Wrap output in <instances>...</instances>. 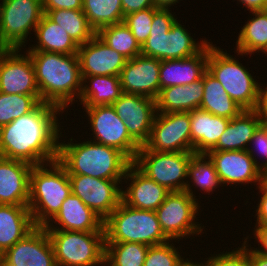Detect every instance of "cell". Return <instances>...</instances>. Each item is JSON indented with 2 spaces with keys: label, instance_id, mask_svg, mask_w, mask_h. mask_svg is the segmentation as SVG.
Returning <instances> with one entry per match:
<instances>
[{
  "label": "cell",
  "instance_id": "14",
  "mask_svg": "<svg viewBox=\"0 0 267 266\" xmlns=\"http://www.w3.org/2000/svg\"><path fill=\"white\" fill-rule=\"evenodd\" d=\"M112 106L119 118L124 121L130 136L143 146L149 139L157 113L155 99L139 94L123 93Z\"/></svg>",
  "mask_w": 267,
  "mask_h": 266
},
{
  "label": "cell",
  "instance_id": "50",
  "mask_svg": "<svg viewBox=\"0 0 267 266\" xmlns=\"http://www.w3.org/2000/svg\"><path fill=\"white\" fill-rule=\"evenodd\" d=\"M242 3L248 11L267 10V0H237Z\"/></svg>",
  "mask_w": 267,
  "mask_h": 266
},
{
  "label": "cell",
  "instance_id": "13",
  "mask_svg": "<svg viewBox=\"0 0 267 266\" xmlns=\"http://www.w3.org/2000/svg\"><path fill=\"white\" fill-rule=\"evenodd\" d=\"M71 191L103 221L122 201L123 180H107L88 175H69Z\"/></svg>",
  "mask_w": 267,
  "mask_h": 266
},
{
  "label": "cell",
  "instance_id": "28",
  "mask_svg": "<svg viewBox=\"0 0 267 266\" xmlns=\"http://www.w3.org/2000/svg\"><path fill=\"white\" fill-rule=\"evenodd\" d=\"M38 40L37 44L28 47L26 51H42L63 53L67 55L77 54L79 45L57 23L51 21L45 14L34 31Z\"/></svg>",
  "mask_w": 267,
  "mask_h": 266
},
{
  "label": "cell",
  "instance_id": "44",
  "mask_svg": "<svg viewBox=\"0 0 267 266\" xmlns=\"http://www.w3.org/2000/svg\"><path fill=\"white\" fill-rule=\"evenodd\" d=\"M257 189L261 192V196L257 208L256 214V224L254 226H267V181L264 179L258 186Z\"/></svg>",
  "mask_w": 267,
  "mask_h": 266
},
{
  "label": "cell",
  "instance_id": "16",
  "mask_svg": "<svg viewBox=\"0 0 267 266\" xmlns=\"http://www.w3.org/2000/svg\"><path fill=\"white\" fill-rule=\"evenodd\" d=\"M4 266H57L45 227L35 226L2 255Z\"/></svg>",
  "mask_w": 267,
  "mask_h": 266
},
{
  "label": "cell",
  "instance_id": "42",
  "mask_svg": "<svg viewBox=\"0 0 267 266\" xmlns=\"http://www.w3.org/2000/svg\"><path fill=\"white\" fill-rule=\"evenodd\" d=\"M247 235L241 244V247L235 248L229 252H220L218 254H210L206 259L207 266H250L248 257V241ZM208 259V260H207Z\"/></svg>",
  "mask_w": 267,
  "mask_h": 266
},
{
  "label": "cell",
  "instance_id": "24",
  "mask_svg": "<svg viewBox=\"0 0 267 266\" xmlns=\"http://www.w3.org/2000/svg\"><path fill=\"white\" fill-rule=\"evenodd\" d=\"M230 119L219 117L200 108L190 111L191 152L206 154L218 142Z\"/></svg>",
  "mask_w": 267,
  "mask_h": 266
},
{
  "label": "cell",
  "instance_id": "36",
  "mask_svg": "<svg viewBox=\"0 0 267 266\" xmlns=\"http://www.w3.org/2000/svg\"><path fill=\"white\" fill-rule=\"evenodd\" d=\"M172 10L158 8L154 12L151 32L146 42L141 47V55L153 57L158 60H164V43L165 35L175 23L176 15L171 13Z\"/></svg>",
  "mask_w": 267,
  "mask_h": 266
},
{
  "label": "cell",
  "instance_id": "51",
  "mask_svg": "<svg viewBox=\"0 0 267 266\" xmlns=\"http://www.w3.org/2000/svg\"><path fill=\"white\" fill-rule=\"evenodd\" d=\"M178 2L179 0H154L155 6L157 8H163V9H169V7L171 8V6L175 5Z\"/></svg>",
  "mask_w": 267,
  "mask_h": 266
},
{
  "label": "cell",
  "instance_id": "30",
  "mask_svg": "<svg viewBox=\"0 0 267 266\" xmlns=\"http://www.w3.org/2000/svg\"><path fill=\"white\" fill-rule=\"evenodd\" d=\"M250 12L253 18L245 22L236 41L235 51L240 56L267 52V10Z\"/></svg>",
  "mask_w": 267,
  "mask_h": 266
},
{
  "label": "cell",
  "instance_id": "7",
  "mask_svg": "<svg viewBox=\"0 0 267 266\" xmlns=\"http://www.w3.org/2000/svg\"><path fill=\"white\" fill-rule=\"evenodd\" d=\"M57 266H104L105 232L47 230Z\"/></svg>",
  "mask_w": 267,
  "mask_h": 266
},
{
  "label": "cell",
  "instance_id": "21",
  "mask_svg": "<svg viewBox=\"0 0 267 266\" xmlns=\"http://www.w3.org/2000/svg\"><path fill=\"white\" fill-rule=\"evenodd\" d=\"M33 165L0 156V204L28 206Z\"/></svg>",
  "mask_w": 267,
  "mask_h": 266
},
{
  "label": "cell",
  "instance_id": "23",
  "mask_svg": "<svg viewBox=\"0 0 267 266\" xmlns=\"http://www.w3.org/2000/svg\"><path fill=\"white\" fill-rule=\"evenodd\" d=\"M209 43L194 56L163 60L160 64V89L177 85H189L200 80L207 70Z\"/></svg>",
  "mask_w": 267,
  "mask_h": 266
},
{
  "label": "cell",
  "instance_id": "25",
  "mask_svg": "<svg viewBox=\"0 0 267 266\" xmlns=\"http://www.w3.org/2000/svg\"><path fill=\"white\" fill-rule=\"evenodd\" d=\"M204 94V74L189 85H177L160 89L155 99L157 112H190L200 108Z\"/></svg>",
  "mask_w": 267,
  "mask_h": 266
},
{
  "label": "cell",
  "instance_id": "40",
  "mask_svg": "<svg viewBox=\"0 0 267 266\" xmlns=\"http://www.w3.org/2000/svg\"><path fill=\"white\" fill-rule=\"evenodd\" d=\"M176 248L173 240L166 243L149 246L143 266H180L185 260ZM181 254V255H180Z\"/></svg>",
  "mask_w": 267,
  "mask_h": 266
},
{
  "label": "cell",
  "instance_id": "12",
  "mask_svg": "<svg viewBox=\"0 0 267 266\" xmlns=\"http://www.w3.org/2000/svg\"><path fill=\"white\" fill-rule=\"evenodd\" d=\"M144 146L158 152H191L190 112H157Z\"/></svg>",
  "mask_w": 267,
  "mask_h": 266
},
{
  "label": "cell",
  "instance_id": "27",
  "mask_svg": "<svg viewBox=\"0 0 267 266\" xmlns=\"http://www.w3.org/2000/svg\"><path fill=\"white\" fill-rule=\"evenodd\" d=\"M261 125L254 110H243L230 122L217 144L209 151L247 150L254 132Z\"/></svg>",
  "mask_w": 267,
  "mask_h": 266
},
{
  "label": "cell",
  "instance_id": "9",
  "mask_svg": "<svg viewBox=\"0 0 267 266\" xmlns=\"http://www.w3.org/2000/svg\"><path fill=\"white\" fill-rule=\"evenodd\" d=\"M197 200L186 191L170 192L155 210L161 230L169 240L176 242L204 234V225L195 222L202 207Z\"/></svg>",
  "mask_w": 267,
  "mask_h": 266
},
{
  "label": "cell",
  "instance_id": "41",
  "mask_svg": "<svg viewBox=\"0 0 267 266\" xmlns=\"http://www.w3.org/2000/svg\"><path fill=\"white\" fill-rule=\"evenodd\" d=\"M157 9V7H150L128 14L124 18L123 22L129 27L141 47L150 35L154 12Z\"/></svg>",
  "mask_w": 267,
  "mask_h": 266
},
{
  "label": "cell",
  "instance_id": "54",
  "mask_svg": "<svg viewBox=\"0 0 267 266\" xmlns=\"http://www.w3.org/2000/svg\"><path fill=\"white\" fill-rule=\"evenodd\" d=\"M0 266H4V265H3V260H2L1 255H0Z\"/></svg>",
  "mask_w": 267,
  "mask_h": 266
},
{
  "label": "cell",
  "instance_id": "55",
  "mask_svg": "<svg viewBox=\"0 0 267 266\" xmlns=\"http://www.w3.org/2000/svg\"><path fill=\"white\" fill-rule=\"evenodd\" d=\"M264 179L267 181V172L265 173V177H264Z\"/></svg>",
  "mask_w": 267,
  "mask_h": 266
},
{
  "label": "cell",
  "instance_id": "15",
  "mask_svg": "<svg viewBox=\"0 0 267 266\" xmlns=\"http://www.w3.org/2000/svg\"><path fill=\"white\" fill-rule=\"evenodd\" d=\"M206 155L213 162L220 181L227 185L254 184L264 180L265 174L255 164L247 150L208 151Z\"/></svg>",
  "mask_w": 267,
  "mask_h": 266
},
{
  "label": "cell",
  "instance_id": "37",
  "mask_svg": "<svg viewBox=\"0 0 267 266\" xmlns=\"http://www.w3.org/2000/svg\"><path fill=\"white\" fill-rule=\"evenodd\" d=\"M148 245L134 242H105V266H143Z\"/></svg>",
  "mask_w": 267,
  "mask_h": 266
},
{
  "label": "cell",
  "instance_id": "31",
  "mask_svg": "<svg viewBox=\"0 0 267 266\" xmlns=\"http://www.w3.org/2000/svg\"><path fill=\"white\" fill-rule=\"evenodd\" d=\"M200 109L227 119L237 117L243 111L207 70L204 72V94Z\"/></svg>",
  "mask_w": 267,
  "mask_h": 266
},
{
  "label": "cell",
  "instance_id": "17",
  "mask_svg": "<svg viewBox=\"0 0 267 266\" xmlns=\"http://www.w3.org/2000/svg\"><path fill=\"white\" fill-rule=\"evenodd\" d=\"M21 50L10 49L0 54V92L40 95L30 55L22 54Z\"/></svg>",
  "mask_w": 267,
  "mask_h": 266
},
{
  "label": "cell",
  "instance_id": "39",
  "mask_svg": "<svg viewBox=\"0 0 267 266\" xmlns=\"http://www.w3.org/2000/svg\"><path fill=\"white\" fill-rule=\"evenodd\" d=\"M41 103L40 95L0 92V127L33 111Z\"/></svg>",
  "mask_w": 267,
  "mask_h": 266
},
{
  "label": "cell",
  "instance_id": "20",
  "mask_svg": "<svg viewBox=\"0 0 267 266\" xmlns=\"http://www.w3.org/2000/svg\"><path fill=\"white\" fill-rule=\"evenodd\" d=\"M123 180L122 182L131 183L122 190V202L135 209L155 211L170 193L145 175L133 162L129 165Z\"/></svg>",
  "mask_w": 267,
  "mask_h": 266
},
{
  "label": "cell",
  "instance_id": "46",
  "mask_svg": "<svg viewBox=\"0 0 267 266\" xmlns=\"http://www.w3.org/2000/svg\"><path fill=\"white\" fill-rule=\"evenodd\" d=\"M124 17L150 7H156L154 0H121Z\"/></svg>",
  "mask_w": 267,
  "mask_h": 266
},
{
  "label": "cell",
  "instance_id": "33",
  "mask_svg": "<svg viewBox=\"0 0 267 266\" xmlns=\"http://www.w3.org/2000/svg\"><path fill=\"white\" fill-rule=\"evenodd\" d=\"M190 182L193 183L192 186L199 187L200 191H205L204 193H208V195L210 194L209 192H213L222 185L213 162L206 154H195L188 166V179L185 191L197 199L192 190L194 187L191 186Z\"/></svg>",
  "mask_w": 267,
  "mask_h": 266
},
{
  "label": "cell",
  "instance_id": "6",
  "mask_svg": "<svg viewBox=\"0 0 267 266\" xmlns=\"http://www.w3.org/2000/svg\"><path fill=\"white\" fill-rule=\"evenodd\" d=\"M105 242H134L148 246L169 241L152 210L132 208L122 201L104 220Z\"/></svg>",
  "mask_w": 267,
  "mask_h": 266
},
{
  "label": "cell",
  "instance_id": "3",
  "mask_svg": "<svg viewBox=\"0 0 267 266\" xmlns=\"http://www.w3.org/2000/svg\"><path fill=\"white\" fill-rule=\"evenodd\" d=\"M73 137L59 141L57 161L68 175H88L107 180H123L132 161L120 150L91 141L74 143Z\"/></svg>",
  "mask_w": 267,
  "mask_h": 266
},
{
  "label": "cell",
  "instance_id": "48",
  "mask_svg": "<svg viewBox=\"0 0 267 266\" xmlns=\"http://www.w3.org/2000/svg\"><path fill=\"white\" fill-rule=\"evenodd\" d=\"M256 241L259 243L258 245H261V247L252 249L265 257H267V226H255L253 232Z\"/></svg>",
  "mask_w": 267,
  "mask_h": 266
},
{
  "label": "cell",
  "instance_id": "4",
  "mask_svg": "<svg viewBox=\"0 0 267 266\" xmlns=\"http://www.w3.org/2000/svg\"><path fill=\"white\" fill-rule=\"evenodd\" d=\"M71 193L69 175L57 160L33 166L30 172L28 208L34 225L45 227L57 215Z\"/></svg>",
  "mask_w": 267,
  "mask_h": 266
},
{
  "label": "cell",
  "instance_id": "8",
  "mask_svg": "<svg viewBox=\"0 0 267 266\" xmlns=\"http://www.w3.org/2000/svg\"><path fill=\"white\" fill-rule=\"evenodd\" d=\"M194 155V152H158L143 145L133 163L168 191L178 192L185 191L188 166Z\"/></svg>",
  "mask_w": 267,
  "mask_h": 266
},
{
  "label": "cell",
  "instance_id": "1",
  "mask_svg": "<svg viewBox=\"0 0 267 266\" xmlns=\"http://www.w3.org/2000/svg\"><path fill=\"white\" fill-rule=\"evenodd\" d=\"M64 113L58 106L41 102L33 111L0 127V156L42 165L57 160ZM58 114V116H57Z\"/></svg>",
  "mask_w": 267,
  "mask_h": 266
},
{
  "label": "cell",
  "instance_id": "10",
  "mask_svg": "<svg viewBox=\"0 0 267 266\" xmlns=\"http://www.w3.org/2000/svg\"><path fill=\"white\" fill-rule=\"evenodd\" d=\"M44 15L41 0H1L0 30L11 49H24ZM29 36V38H27ZM24 47V48H23Z\"/></svg>",
  "mask_w": 267,
  "mask_h": 266
},
{
  "label": "cell",
  "instance_id": "45",
  "mask_svg": "<svg viewBox=\"0 0 267 266\" xmlns=\"http://www.w3.org/2000/svg\"><path fill=\"white\" fill-rule=\"evenodd\" d=\"M43 11L55 9L82 10L83 0H41Z\"/></svg>",
  "mask_w": 267,
  "mask_h": 266
},
{
  "label": "cell",
  "instance_id": "18",
  "mask_svg": "<svg viewBox=\"0 0 267 266\" xmlns=\"http://www.w3.org/2000/svg\"><path fill=\"white\" fill-rule=\"evenodd\" d=\"M161 60L138 55L127 60L119 78L123 93L156 99L160 92Z\"/></svg>",
  "mask_w": 267,
  "mask_h": 266
},
{
  "label": "cell",
  "instance_id": "43",
  "mask_svg": "<svg viewBox=\"0 0 267 266\" xmlns=\"http://www.w3.org/2000/svg\"><path fill=\"white\" fill-rule=\"evenodd\" d=\"M250 144L255 145V148L249 147L247 149L250 156L253 158L255 164L263 171L265 174L267 172V128L264 125H260L258 129L254 132ZM252 148V149H250ZM255 149L257 153H261L263 161H257L258 157L255 155Z\"/></svg>",
  "mask_w": 267,
  "mask_h": 266
},
{
  "label": "cell",
  "instance_id": "52",
  "mask_svg": "<svg viewBox=\"0 0 267 266\" xmlns=\"http://www.w3.org/2000/svg\"><path fill=\"white\" fill-rule=\"evenodd\" d=\"M195 262V263H194ZM193 262V260L191 259V260H189L188 258H186L182 263H181V265L180 266H207V263H206V261H205V259H204V262H196V261H194Z\"/></svg>",
  "mask_w": 267,
  "mask_h": 266
},
{
  "label": "cell",
  "instance_id": "11",
  "mask_svg": "<svg viewBox=\"0 0 267 266\" xmlns=\"http://www.w3.org/2000/svg\"><path fill=\"white\" fill-rule=\"evenodd\" d=\"M88 114L93 140L123 152L132 162L141 146L130 136L124 121L119 118L112 105L84 107Z\"/></svg>",
  "mask_w": 267,
  "mask_h": 266
},
{
  "label": "cell",
  "instance_id": "19",
  "mask_svg": "<svg viewBox=\"0 0 267 266\" xmlns=\"http://www.w3.org/2000/svg\"><path fill=\"white\" fill-rule=\"evenodd\" d=\"M81 76H119L127 58L106 45L97 35L79 45L77 51Z\"/></svg>",
  "mask_w": 267,
  "mask_h": 266
},
{
  "label": "cell",
  "instance_id": "47",
  "mask_svg": "<svg viewBox=\"0 0 267 266\" xmlns=\"http://www.w3.org/2000/svg\"><path fill=\"white\" fill-rule=\"evenodd\" d=\"M260 120L261 125L267 124V84L262 86L259 92L258 101L254 110Z\"/></svg>",
  "mask_w": 267,
  "mask_h": 266
},
{
  "label": "cell",
  "instance_id": "2",
  "mask_svg": "<svg viewBox=\"0 0 267 266\" xmlns=\"http://www.w3.org/2000/svg\"><path fill=\"white\" fill-rule=\"evenodd\" d=\"M26 52L34 67L41 102L56 105L63 111L77 102L83 84L77 54Z\"/></svg>",
  "mask_w": 267,
  "mask_h": 266
},
{
  "label": "cell",
  "instance_id": "53",
  "mask_svg": "<svg viewBox=\"0 0 267 266\" xmlns=\"http://www.w3.org/2000/svg\"><path fill=\"white\" fill-rule=\"evenodd\" d=\"M11 48L3 41L1 30H0V54L8 52Z\"/></svg>",
  "mask_w": 267,
  "mask_h": 266
},
{
  "label": "cell",
  "instance_id": "35",
  "mask_svg": "<svg viewBox=\"0 0 267 266\" xmlns=\"http://www.w3.org/2000/svg\"><path fill=\"white\" fill-rule=\"evenodd\" d=\"M44 14L61 26L78 45L88 42L96 35L82 10L55 9L44 11Z\"/></svg>",
  "mask_w": 267,
  "mask_h": 266
},
{
  "label": "cell",
  "instance_id": "22",
  "mask_svg": "<svg viewBox=\"0 0 267 266\" xmlns=\"http://www.w3.org/2000/svg\"><path fill=\"white\" fill-rule=\"evenodd\" d=\"M103 222L78 196L71 193L45 228L46 230L105 232Z\"/></svg>",
  "mask_w": 267,
  "mask_h": 266
},
{
  "label": "cell",
  "instance_id": "32",
  "mask_svg": "<svg viewBox=\"0 0 267 266\" xmlns=\"http://www.w3.org/2000/svg\"><path fill=\"white\" fill-rule=\"evenodd\" d=\"M179 20L171 26L164 43V60L184 59L199 53L209 41L205 39L196 42L190 32L182 26Z\"/></svg>",
  "mask_w": 267,
  "mask_h": 266
},
{
  "label": "cell",
  "instance_id": "49",
  "mask_svg": "<svg viewBox=\"0 0 267 266\" xmlns=\"http://www.w3.org/2000/svg\"><path fill=\"white\" fill-rule=\"evenodd\" d=\"M248 257H249V265L250 266H267V257L256 253L250 244V248L248 245Z\"/></svg>",
  "mask_w": 267,
  "mask_h": 266
},
{
  "label": "cell",
  "instance_id": "5",
  "mask_svg": "<svg viewBox=\"0 0 267 266\" xmlns=\"http://www.w3.org/2000/svg\"><path fill=\"white\" fill-rule=\"evenodd\" d=\"M247 67L209 42L207 71L223 86L229 97L243 110H255L263 84L253 78ZM257 81V82H256Z\"/></svg>",
  "mask_w": 267,
  "mask_h": 266
},
{
  "label": "cell",
  "instance_id": "26",
  "mask_svg": "<svg viewBox=\"0 0 267 266\" xmlns=\"http://www.w3.org/2000/svg\"><path fill=\"white\" fill-rule=\"evenodd\" d=\"M34 227L28 206L0 204V255Z\"/></svg>",
  "mask_w": 267,
  "mask_h": 266
},
{
  "label": "cell",
  "instance_id": "38",
  "mask_svg": "<svg viewBox=\"0 0 267 266\" xmlns=\"http://www.w3.org/2000/svg\"><path fill=\"white\" fill-rule=\"evenodd\" d=\"M96 35L128 60L141 55L140 44L124 22L103 27Z\"/></svg>",
  "mask_w": 267,
  "mask_h": 266
},
{
  "label": "cell",
  "instance_id": "34",
  "mask_svg": "<svg viewBox=\"0 0 267 266\" xmlns=\"http://www.w3.org/2000/svg\"><path fill=\"white\" fill-rule=\"evenodd\" d=\"M90 27L97 33L101 28L124 21L121 0H83Z\"/></svg>",
  "mask_w": 267,
  "mask_h": 266
},
{
  "label": "cell",
  "instance_id": "29",
  "mask_svg": "<svg viewBox=\"0 0 267 266\" xmlns=\"http://www.w3.org/2000/svg\"><path fill=\"white\" fill-rule=\"evenodd\" d=\"M82 79V92L78 99L82 107L112 105L123 94L119 76H88Z\"/></svg>",
  "mask_w": 267,
  "mask_h": 266
}]
</instances>
